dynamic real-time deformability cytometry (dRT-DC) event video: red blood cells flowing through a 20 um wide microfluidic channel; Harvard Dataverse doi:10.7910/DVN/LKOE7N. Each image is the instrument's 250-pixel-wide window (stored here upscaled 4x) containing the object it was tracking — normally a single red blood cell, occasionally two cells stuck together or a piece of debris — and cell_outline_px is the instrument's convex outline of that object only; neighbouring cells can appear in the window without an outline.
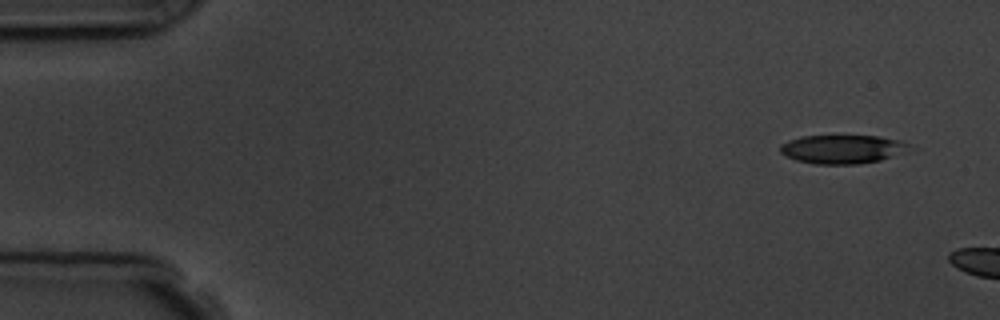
{"species": "common noctule bat (a hibernating species)", "species_latin": "Nyctalus noctula", "temperature_condition": "room temperature", "stored_images_in_passage": 3, "camera_frame_rate_fps": 3000, "um_per_image_px": 0.085, "animal": {"sex": "male", "body_mass_g": 19.5, "forearm_length_mm": 54.6}, "frame": {"image": 1, "passage_image": 1, "time_ms": 0.0, "image_size_px": [1000, 320], "cell_outline_px": [[920, 148], [880, 160], [860, 164], [816, 164], [796, 160], [784, 156], [780, 152], [780, 144], [788, 140], [800, 136], [880, 136], [900, 140], [912, 144]], "centroid_in_image_um": [71.69, 12.68], "position_along_channel_um": 13.3, "area_um2": 22.14}}